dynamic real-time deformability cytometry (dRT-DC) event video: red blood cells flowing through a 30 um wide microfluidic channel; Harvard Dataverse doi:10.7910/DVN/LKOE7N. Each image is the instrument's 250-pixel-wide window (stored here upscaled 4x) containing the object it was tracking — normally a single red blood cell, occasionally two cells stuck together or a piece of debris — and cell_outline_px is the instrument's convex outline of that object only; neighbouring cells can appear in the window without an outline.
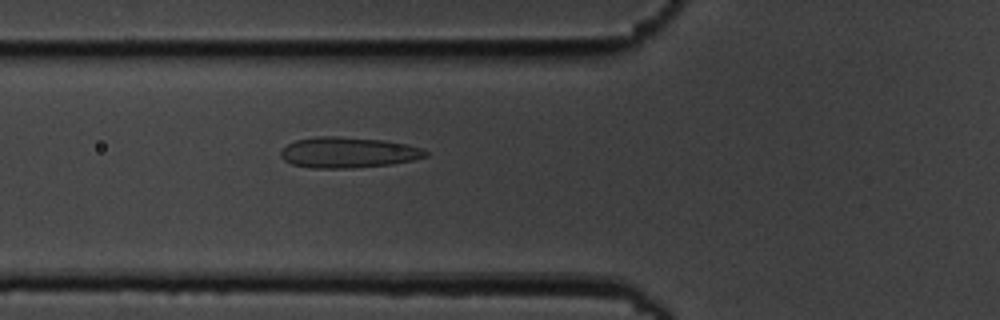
{"species": "common noctule bat (a hibernating species)", "species_latin": "Nyctalus noctula", "temperature_condition": "cold", "stored_images_in_passage": 4, "camera_frame_rate_fps": 3000, "um_per_image_px": 0.085, "animal": {"sex": "male", "body_mass_g": 19.5, "forearm_length_mm": 54.6}, "frame": {"image": 1, "passage_image": 4, "time_ms": 3.333, "image_size_px": [1000, 320], "cell_outline_px": [[428, 156], [412, 160], [392, 164], [352, 168], [312, 168], [292, 164], [284, 160], [280, 156], [280, 152], [288, 144], [296, 140], [316, 136], [340, 136], [384, 140], [424, 148], [428, 152]], "centroid_in_image_um": [29.6, 12.96], "position_along_channel_um": 96.2, "area_um2": 26.01}}